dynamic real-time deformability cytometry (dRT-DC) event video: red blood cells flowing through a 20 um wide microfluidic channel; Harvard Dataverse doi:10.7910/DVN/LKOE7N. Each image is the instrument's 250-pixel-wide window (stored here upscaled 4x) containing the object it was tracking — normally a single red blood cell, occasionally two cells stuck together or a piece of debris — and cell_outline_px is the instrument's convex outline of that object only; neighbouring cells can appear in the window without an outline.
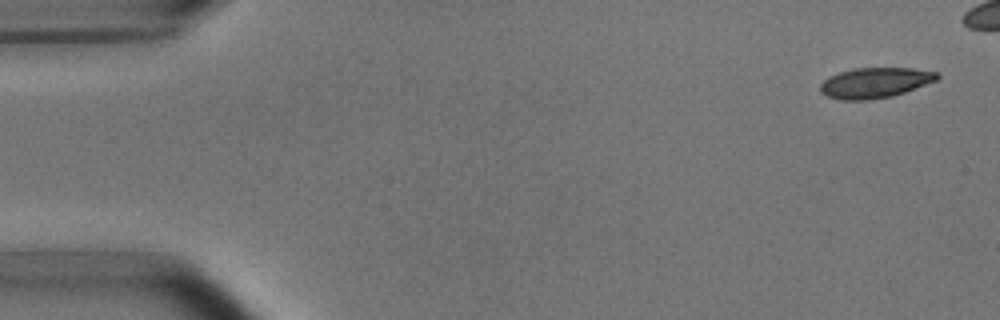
{"species": "common noctule bat (a hibernating species)", "species_latin": "Nyctalus noctula", "temperature_condition": "room temperature", "stored_images_in_passage": 3, "camera_frame_rate_fps": 3000, "um_per_image_px": 0.085, "animal": {"sex": "male", "body_mass_g": 15.6}, "frame": {"image": 1, "passage_image": 1, "time_ms": 0.0, "image_size_px": [1000, 320], "cell_outline_px": [[940, 76], [936, 80], [904, 92], [892, 96], [868, 100], [840, 100], [828, 96], [820, 92], [820, 84], [828, 76], [852, 68], [912, 68], [936, 72]], "centroid_in_image_um": [74.33, 7.03], "position_along_channel_um": 10.7, "area_um2": 20.58}}